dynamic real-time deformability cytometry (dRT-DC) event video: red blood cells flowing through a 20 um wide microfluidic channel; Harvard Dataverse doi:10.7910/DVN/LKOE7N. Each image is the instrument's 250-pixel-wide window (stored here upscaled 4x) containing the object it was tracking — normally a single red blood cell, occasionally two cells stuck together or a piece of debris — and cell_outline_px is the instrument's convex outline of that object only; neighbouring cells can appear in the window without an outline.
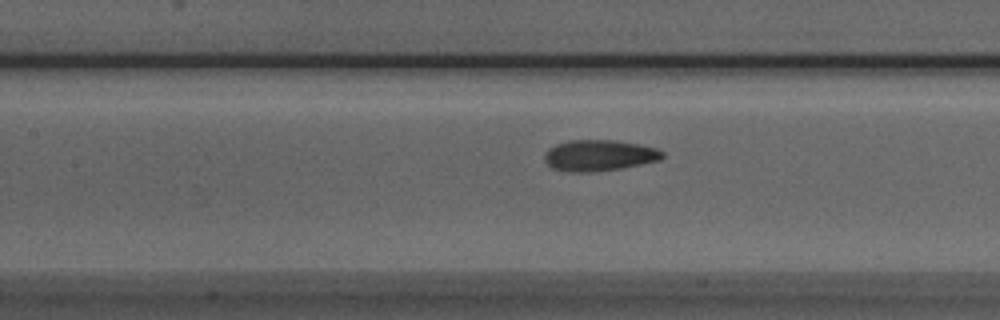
{"species": "Egyptian fruit bat (a non-hibernating species)", "species_latin": "Rousettus aegyptiacus", "temperature_condition": "room temperature", "stored_images_in_passage": 16, "camera_frame_rate_fps": 3000, "um_per_image_px": 0.085, "animal": {"sex": "male"}, "frame": {"image": 1, "passage_image": 10, "time_ms": 3.0, "image_size_px": [1000, 320], "cell_outline_px": [[664, 156], [660, 160], [620, 168], [588, 172], [568, 172], [552, 168], [544, 160], [544, 152], [548, 148], [556, 144], [568, 140], [612, 140], [640, 144], [656, 148], [664, 152]], "centroid_in_image_um": [50.9, 13.2], "position_along_channel_um": 156.5, "area_um2": 21.39}}
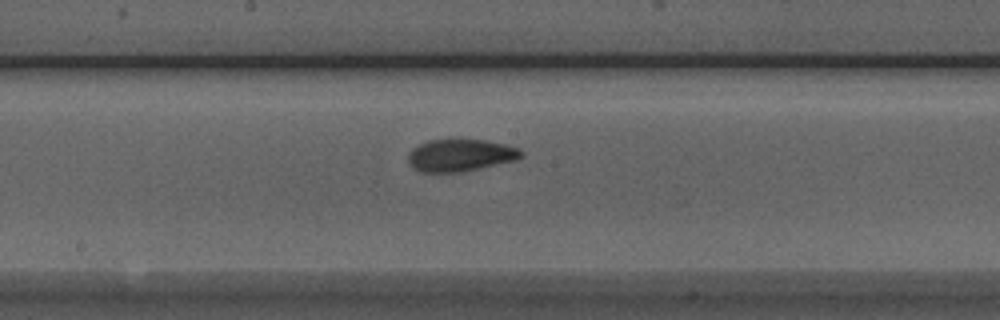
{"frame": {"image": 2, "passage_image": 14, "time_ms": 4.333, "image_size_px": [1000, 320], "cell_outline_px": [[524, 156], [516, 160], [480, 168], [460, 172], [420, 172], [412, 168], [408, 164], [408, 152], [412, 148], [428, 140], [484, 140], [504, 144], [520, 148], [524, 152]], "centroid_in_image_um": [39.12, 13.2], "position_along_channel_um": 209.1, "area_um2": 21.33}}